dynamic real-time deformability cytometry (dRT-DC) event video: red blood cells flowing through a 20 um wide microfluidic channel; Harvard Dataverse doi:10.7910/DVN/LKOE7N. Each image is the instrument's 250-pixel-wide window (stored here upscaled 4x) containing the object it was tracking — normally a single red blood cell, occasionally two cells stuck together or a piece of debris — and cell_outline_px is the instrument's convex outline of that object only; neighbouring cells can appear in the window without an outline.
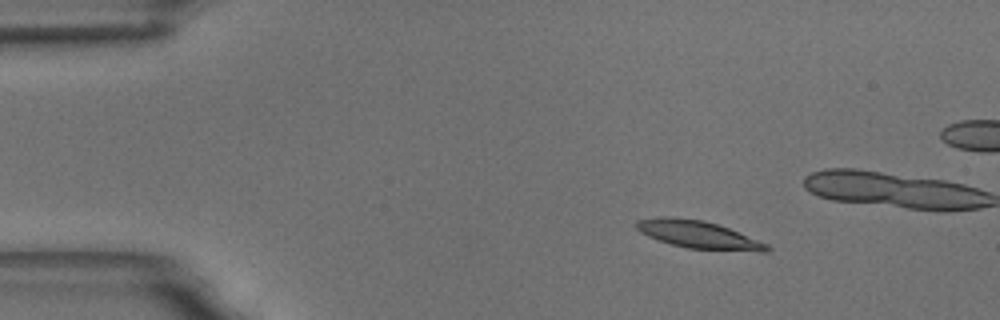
{"species": "common noctule bat (a hibernating species)", "species_latin": "Nyctalus noctula", "temperature_condition": "room temperature", "stored_images_in_passage": 51, "camera_frame_rate_fps": 3000, "um_per_image_px": 0.085, "animal": {"sex": "male", "body_mass_g": 18.8}, "frame": {"image": 1, "passage_image": 1, "time_ms": 0.0, "image_size_px": [1000, 320], "cell_outline_px": [[772, 248], [768, 252], [760, 252], [688, 248], [672, 244], [648, 236], [640, 232], [632, 224], [636, 220], [660, 216], [672, 216], [704, 220], [728, 228], [768, 244]], "centroid_in_image_um": [59.34, 19.93], "position_along_channel_um": 25.7, "area_um2": 21.1}}
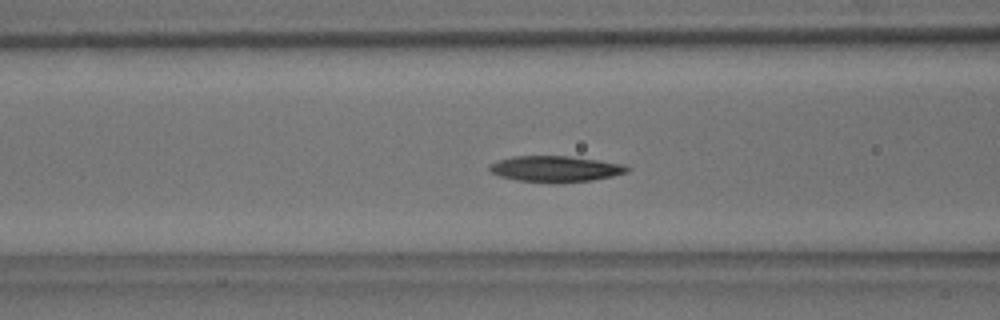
{"frame": {"image": 2, "passage_image": 15, "time_ms": 4.667, "image_size_px": [1000, 320], "cell_outline_px": [[632, 168], [628, 172], [612, 176], [592, 180], [556, 184], [552, 184], [516, 180], [500, 176], [492, 172], [488, 168], [488, 164], [512, 156], [568, 156], [600, 160], [624, 164]], "centroid_in_image_um": [47.23, 14.37], "position_along_channel_um": 119.4, "area_um2": 21.21}}
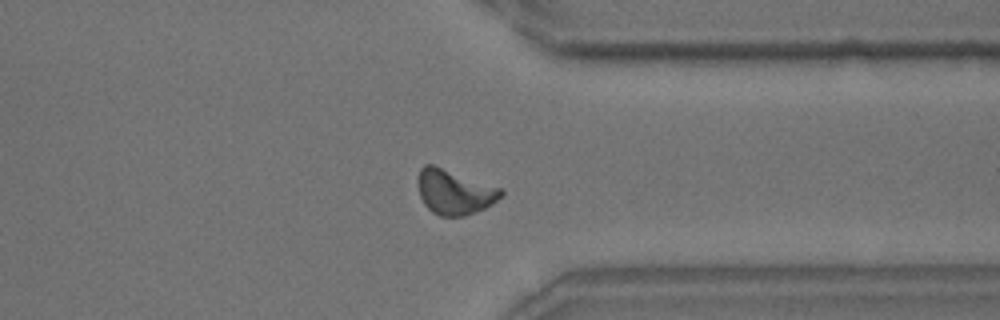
{"frame": {"image": 3, "passage_image": 37, "time_ms": 12.0, "image_size_px": [1000, 320], "cell_outline_px": [[504, 196], [492, 204], [484, 208], [464, 216], [440, 216], [432, 212], [424, 204], [420, 196], [416, 184], [416, 180], [420, 168], [424, 164], [432, 164], [500, 188], [504, 192]], "centroid_in_image_um": [38.58, 16.31], "position_along_channel_um": 372.8, "area_um2": 21.73}, "authors_computed_cell_mechanics": {"area_um2": 20.5768, "velocity_mm_per_s": 3.4942, "shape_relaxation_time_tau1_ms": 4.004, "shape_relaxation_time_tau2_ms": 4.0494, "deformation_change_tau1": 0.1468, "deformation_change_tau2": 0.1054}}